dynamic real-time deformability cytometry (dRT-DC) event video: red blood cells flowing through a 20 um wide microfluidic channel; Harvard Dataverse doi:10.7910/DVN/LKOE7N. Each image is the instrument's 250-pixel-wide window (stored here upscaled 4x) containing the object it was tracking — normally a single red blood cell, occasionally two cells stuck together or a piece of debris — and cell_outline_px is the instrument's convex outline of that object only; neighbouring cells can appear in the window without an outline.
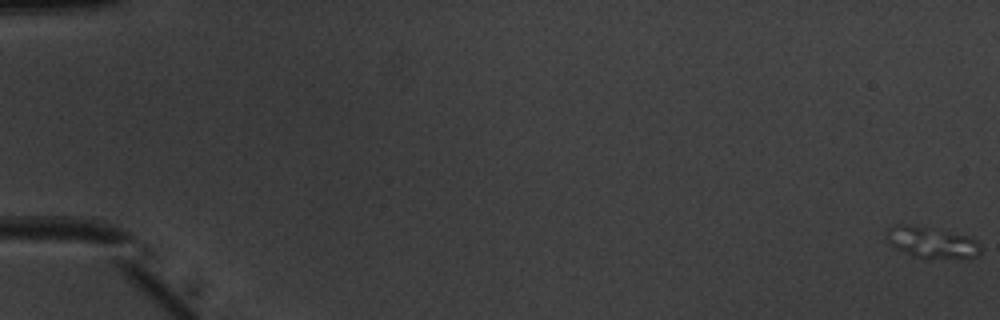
{"species": "common noctule bat (a hibernating species)", "species_latin": "Nyctalus noctula", "temperature_condition": "warm", "stored_images_in_passage": 14, "camera_frame_rate_fps": 3000, "um_per_image_px": 0.085, "animal": {"sex": "male", "body_mass_g": 20.1, "forearm_length_mm": 53.5}, "frame": {"image": 1, "passage_image": 1, "time_ms": 0.0, "image_size_px": [1000, 320], "cell_outline_px": [[980, 252], [976, 256], [968, 260], [924, 260], [912, 256], [888, 244], [888, 228], [892, 224], [904, 224], [928, 228], [964, 236], [976, 240], [980, 244]], "centroid_in_image_um": [79.21, 20.69], "position_along_channel_um": 5.8, "area_um2": 17.51}}